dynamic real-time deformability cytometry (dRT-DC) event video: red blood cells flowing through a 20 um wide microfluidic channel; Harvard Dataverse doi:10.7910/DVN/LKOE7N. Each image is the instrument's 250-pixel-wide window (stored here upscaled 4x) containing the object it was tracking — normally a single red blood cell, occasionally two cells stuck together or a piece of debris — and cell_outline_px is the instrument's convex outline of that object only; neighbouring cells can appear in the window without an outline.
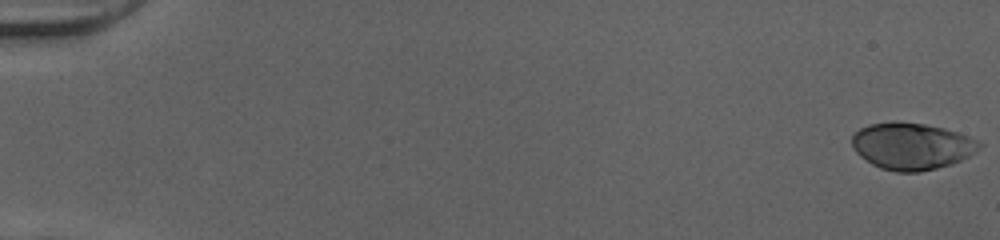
{"species": "human", "species_latin": "Homo sapiens", "temperature_condition": "cold", "stored_images_in_passage": 52, "camera_frame_rate_fps": 3000, "um_per_image_px": 0.085, "donor": {"sex": "female"}, "frame": {"image": 1, "passage_image": 1, "time_ms": 0.0, "image_size_px": [1000, 240], "cell_outline_px": [[984, 144], [980, 148], [968, 156], [952, 164], [920, 172], [896, 172], [880, 168], [872, 164], [860, 156], [852, 148], [852, 136], [860, 128], [868, 124], [896, 120], [924, 124], [944, 128], [968, 136]], "centroid_in_image_um": [77.47, 12.41], "position_along_channel_um": 7.5, "area_um2": 34.91}}
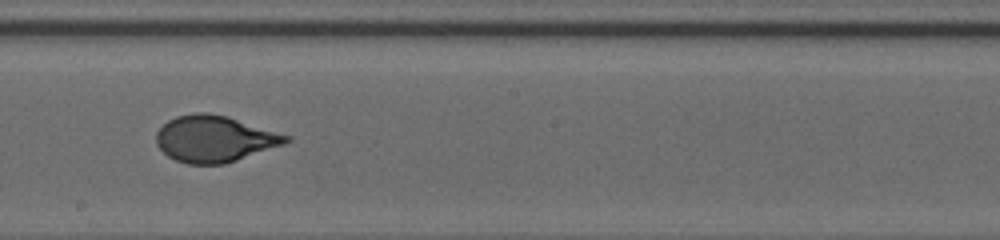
{"frame": {"image": 2, "passage_image": 31, "time_ms": 10.0, "image_size_px": [1000, 240], "cell_outline_px": [[292, 140], [284, 144], [224, 164], [188, 164], [176, 160], [168, 156], [156, 144], [156, 132], [168, 120], [176, 116], [196, 112], [208, 112], [228, 116], [292, 136]], "centroid_in_image_um": [18.25, 11.78], "position_along_channel_um": 230.0, "area_um2": 35.14}}
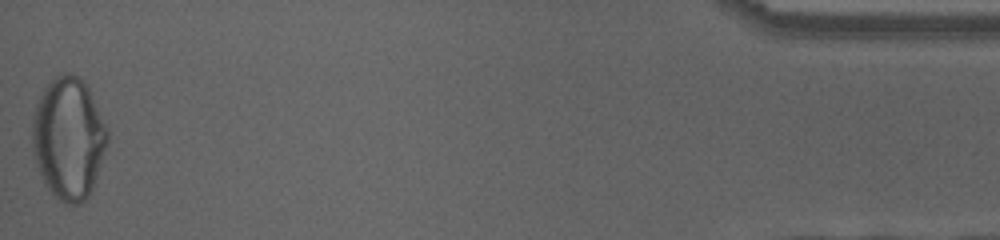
{"frame": {"image": 3, "passage_image": 52, "time_ms": 17.0, "image_size_px": [1000, 240], "cell_outline_px": [[108, 140], [92, 188], [88, 196], [80, 204], [64, 204], [52, 196], [44, 184], [36, 164], [32, 148], [32, 120], [36, 104], [44, 88], [56, 76], [64, 72], [72, 72], [84, 80], [88, 84], [108, 128]], "centroid_in_image_um": [5.82, 11.74], "position_along_channel_um": 429.4, "area_um2": 53.93}, "authors_computed_cell_mechanics": {"area_um2": 34.7956, "velocity_mm_per_s": 4.04, "shape_relaxation_time_tau1_ms": 5.8893, "shape_relaxation_time_tau2_ms": null, "deformation_change_tau1": 0.2284, "deformation_change_tau2": null}}